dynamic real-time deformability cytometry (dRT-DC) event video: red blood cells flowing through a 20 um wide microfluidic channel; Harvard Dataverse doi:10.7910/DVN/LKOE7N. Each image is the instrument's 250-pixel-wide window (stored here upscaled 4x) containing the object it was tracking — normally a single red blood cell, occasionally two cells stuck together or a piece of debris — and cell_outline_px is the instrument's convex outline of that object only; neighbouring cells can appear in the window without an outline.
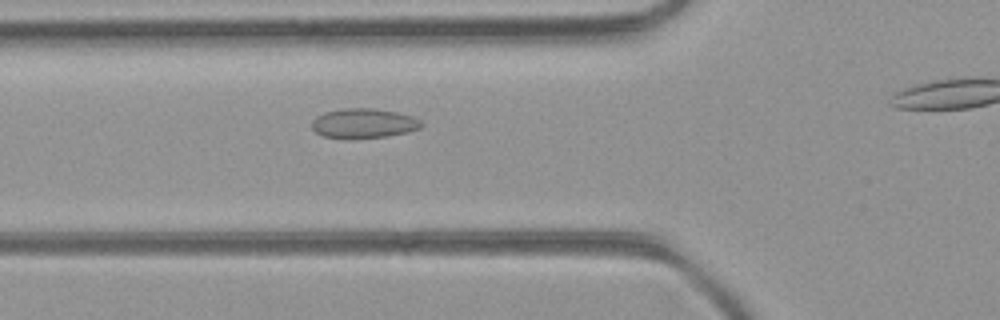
{"species": "common noctule bat (a hibernating species)", "species_latin": "Nyctalus noctula", "temperature_condition": "room temperature", "stored_images_in_passage": 32, "camera_frame_rate_fps": 3000, "um_per_image_px": 0.085, "animal": {"sex": "female", "body_mass_g": 21.9}, "frame": {"image": 1, "passage_image": 8, "time_ms": 2.333, "image_size_px": [1000, 320], "cell_outline_px": [[424, 124], [420, 128], [408, 132], [388, 136], [352, 140], [320, 136], [312, 128], [312, 120], [316, 116], [324, 112], [344, 108], [372, 108], [396, 112], [412, 116], [420, 120]], "centroid_in_image_um": [30.88, 10.5], "position_along_channel_um": 94.9, "area_um2": 19.36}}
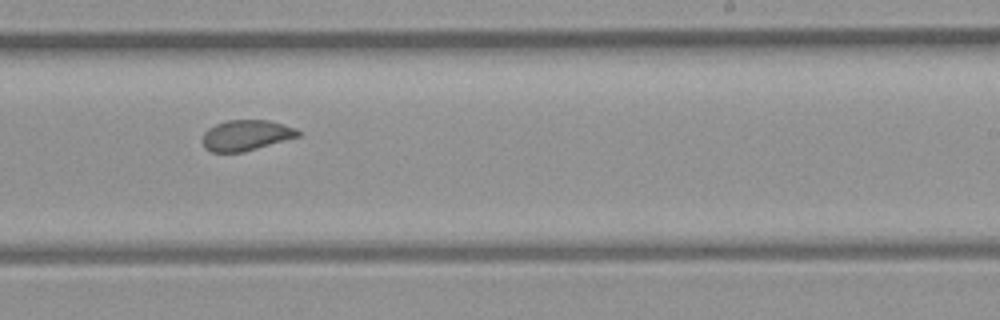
{"frame": {"image": 2, "passage_image": 21, "time_ms": 6.667, "image_size_px": [1000, 320], "cell_outline_px": [[304, 132], [300, 136], [244, 152], [212, 152], [204, 148], [200, 140], [204, 132], [208, 128], [216, 124], [228, 120], [268, 120], [296, 128]], "centroid_in_image_um": [20.91, 11.5], "position_along_channel_um": 268.1, "area_um2": 17.28}}
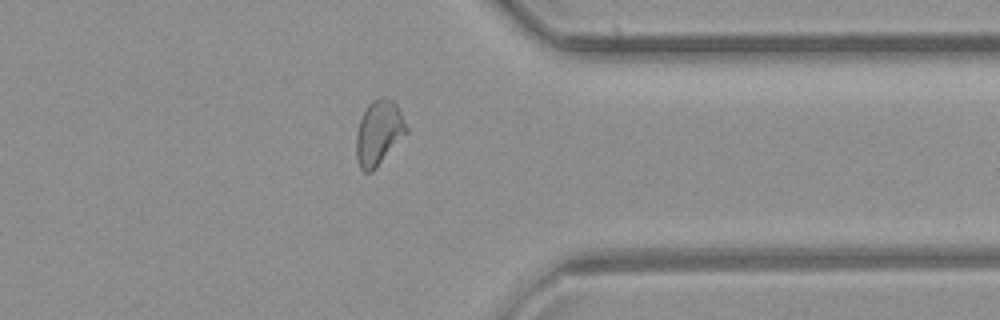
{"frame": {"image": 3, "passage_image": 30, "time_ms": 9.667, "image_size_px": [1000, 320], "cell_outline_px": [[408, 132], [376, 168], [372, 172], [364, 172], [360, 168], [356, 156], [356, 132], [360, 120], [368, 104], [372, 100], [380, 96], [384, 96], [392, 100], [396, 104], [408, 128]], "centroid_in_image_um": [32.19, 11.28], "position_along_channel_um": 379.2, "area_um2": 18.96}}